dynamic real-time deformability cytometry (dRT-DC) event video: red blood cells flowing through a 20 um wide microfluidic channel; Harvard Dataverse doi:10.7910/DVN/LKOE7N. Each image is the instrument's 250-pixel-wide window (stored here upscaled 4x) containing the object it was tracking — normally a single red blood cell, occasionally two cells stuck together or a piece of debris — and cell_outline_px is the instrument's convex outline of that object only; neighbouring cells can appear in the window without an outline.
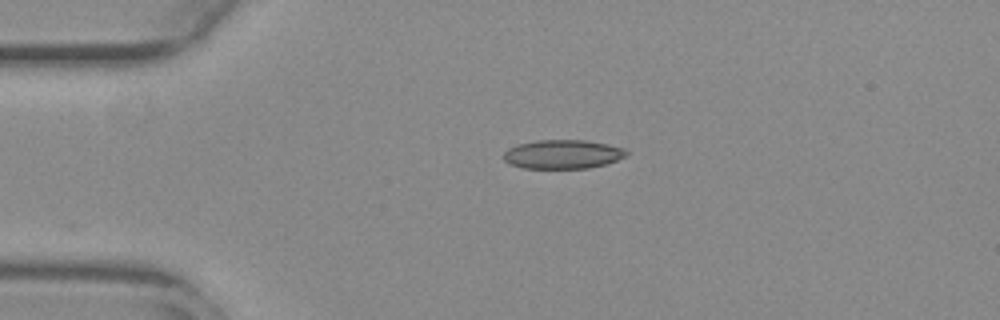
{"species": "common noctule bat (a hibernating species)", "species_latin": "Nyctalus noctula", "temperature_condition": "warm", "stored_images_in_passage": 32, "camera_frame_rate_fps": 3000, "um_per_image_px": 0.085, "animal": {"sex": "female", "body_mass_g": 29.2, "forearm_length_mm": 56.3}, "frame": {"image": 1, "passage_image": 1, "time_ms": 0.0, "image_size_px": [1000, 320], "cell_outline_px": [[628, 156], [604, 164], [588, 168], [524, 168], [508, 164], [504, 160], [504, 152], [508, 148], [516, 144], [536, 140], [584, 140], [608, 144], [624, 148], [628, 152]], "centroid_in_image_um": [47.81, 13.1], "position_along_channel_um": 37.2, "area_um2": 20.81}}
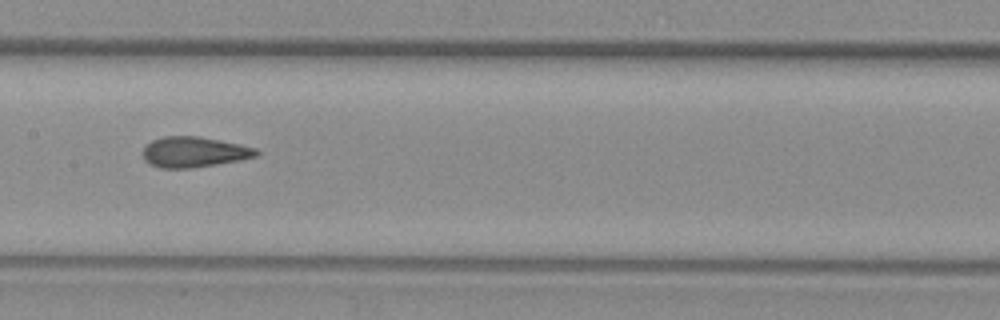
{"frame": {"image": 2, "passage_image": 16, "time_ms": 5.0, "image_size_px": [1000, 320], "cell_outline_px": [[260, 152], [256, 156], [240, 160], [192, 168], [160, 168], [148, 164], [144, 160], [144, 148], [152, 140], [164, 136], [196, 136], [240, 144], [256, 148]], "centroid_in_image_um": [16.49, 12.93], "position_along_channel_um": 190.9, "area_um2": 20.06}}
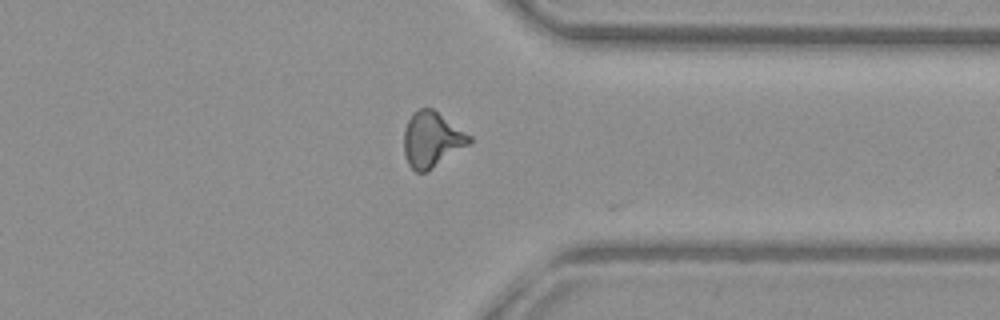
{"frame": {"image": 3, "passage_image": 31, "time_ms": 10.0, "image_size_px": [1000, 320], "cell_outline_px": [[472, 140], [468, 144], [432, 168], [424, 172], [416, 172], [408, 164], [404, 152], [404, 128], [412, 112], [420, 108], [432, 108], [472, 136]], "centroid_in_image_um": [36.68, 11.83], "position_along_channel_um": 374.7, "area_um2": 20.81}}